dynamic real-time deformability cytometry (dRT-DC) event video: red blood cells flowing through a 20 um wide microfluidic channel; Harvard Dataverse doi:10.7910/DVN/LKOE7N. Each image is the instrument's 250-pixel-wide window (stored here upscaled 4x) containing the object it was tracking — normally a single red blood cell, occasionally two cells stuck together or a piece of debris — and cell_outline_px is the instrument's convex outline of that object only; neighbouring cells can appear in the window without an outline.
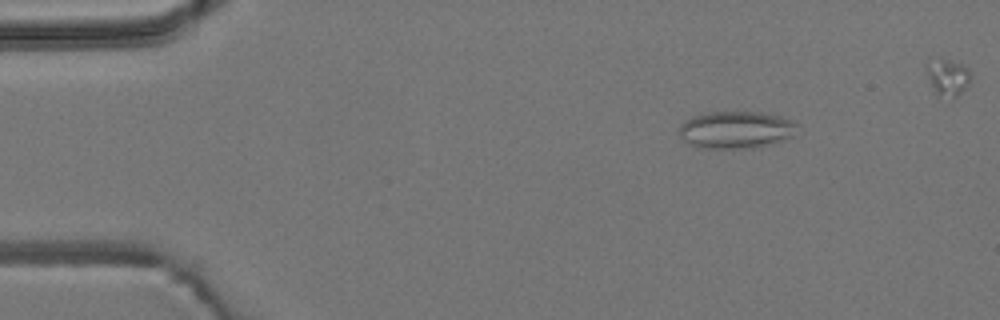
{"species": "common noctule bat (a hibernating species)", "species_latin": "Nyctalus noctula", "temperature_condition": "room temperature", "stored_images_in_passage": 9, "camera_frame_rate_fps": 3000, "um_per_image_px": 0.085, "animal": {"sex": "male", "body_mass_g": 19.2, "forearm_length_mm": 51.8}, "frame": {"image": 1, "passage_image": 2, "time_ms": 0.333, "image_size_px": [1000, 320], "cell_outline_px": [[796, 124], [792, 136], [784, 140], [760, 148], [700, 148], [688, 144], [680, 136], [680, 124], [684, 120], [692, 116], [712, 112], [760, 112], [780, 116]], "centroid_in_image_um": [62.52, 11.05], "position_along_channel_um": 22.5, "area_um2": 25.61}}
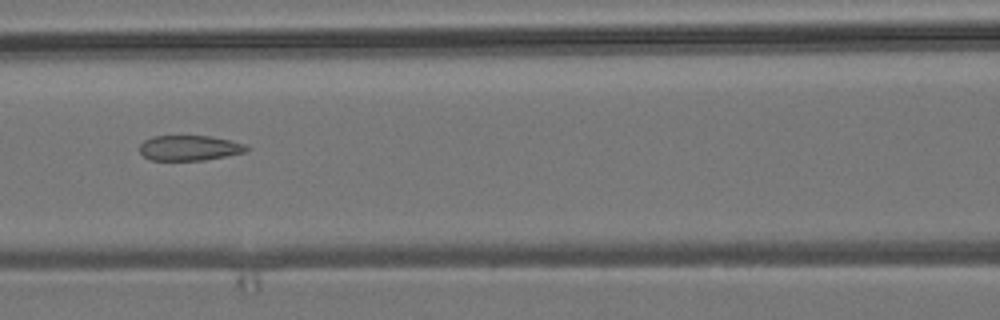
{"frame": {"image": 2, "passage_image": 6, "time_ms": 1.667, "image_size_px": [1000, 320], "cell_outline_px": [[252, 148], [244, 152], [204, 160], [152, 160], [144, 156], [140, 152], [140, 144], [144, 140], [152, 136], [208, 136], [228, 140], [244, 144]], "centroid_in_image_um": [16.08, 12.57], "position_along_channel_um": 150.5, "area_um2": 15.55}}
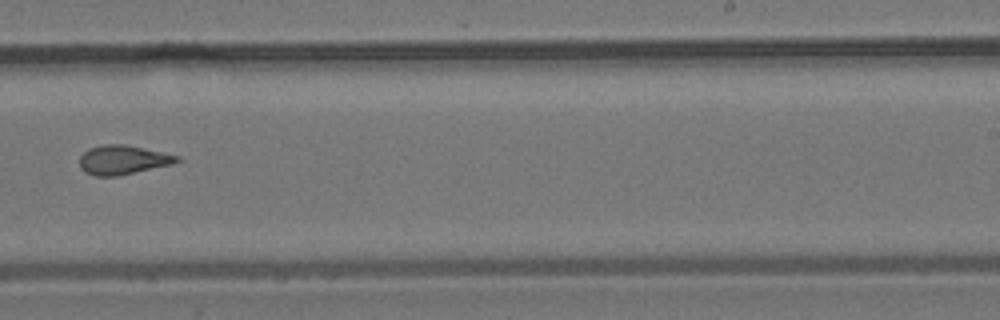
{"frame": {"image": 3, "passage_image": 9, "time_ms": 2.667, "image_size_px": [1000, 320], "cell_outline_px": [[180, 160], [172, 164], [116, 176], [96, 176], [84, 172], [80, 168], [80, 156], [88, 148], [104, 144], [124, 144], [180, 156]], "centroid_in_image_um": [10.41, 13.58], "position_along_channel_um": 278.6, "area_um2": 16.42}}